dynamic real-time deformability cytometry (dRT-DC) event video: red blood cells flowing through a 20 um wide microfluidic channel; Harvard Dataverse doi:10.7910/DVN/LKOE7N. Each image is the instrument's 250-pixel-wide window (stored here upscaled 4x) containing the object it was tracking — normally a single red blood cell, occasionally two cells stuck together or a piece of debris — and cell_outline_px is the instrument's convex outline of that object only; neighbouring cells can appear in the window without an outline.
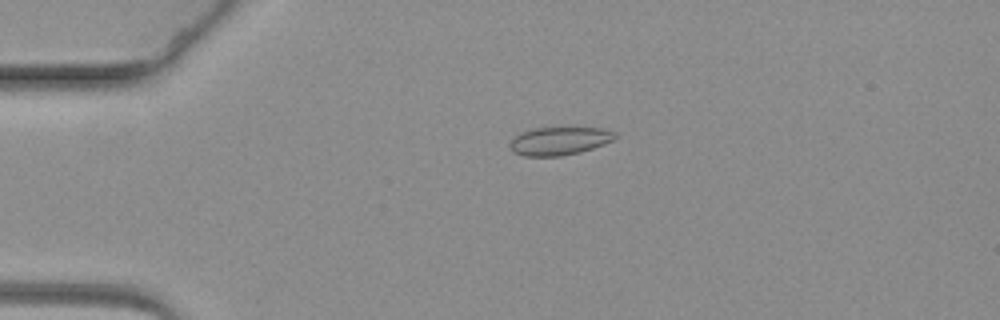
{"species": "common noctule bat (a hibernating species)", "species_latin": "Nyctalus noctula", "temperature_condition": "warm", "stored_images_in_passage": 59, "camera_frame_rate_fps": 3000, "um_per_image_px": 0.085, "animal": {"sex": "female", "body_mass_g": 19.3, "forearm_length_mm": 54.1}, "frame": {"image": 1, "passage_image": 11, "time_ms": 3.333, "image_size_px": [1000, 320], "cell_outline_px": [[620, 136], [604, 144], [580, 152], [560, 156], [524, 156], [512, 152], [508, 148], [508, 144], [520, 132], [532, 128], [572, 124], [604, 128], [616, 132]], "centroid_in_image_um": [47.58, 11.91], "position_along_channel_um": 37.4, "area_um2": 18.44}}
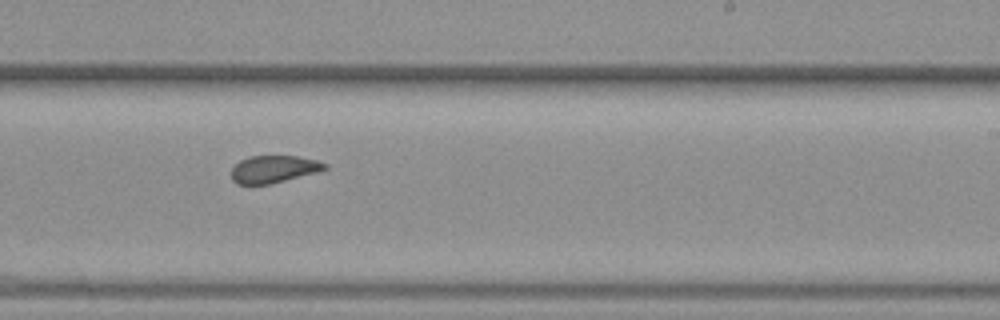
{"frame": {"image": 2, "passage_image": 35, "time_ms": 11.333, "image_size_px": [1000, 320], "cell_outline_px": [[328, 168], [320, 172], [272, 184], [236, 184], [232, 180], [232, 168], [240, 160], [248, 156], [296, 156], [316, 160], [328, 164]], "centroid_in_image_um": [23.3, 14.38], "position_along_channel_um": 265.7, "area_um2": 15.09}}
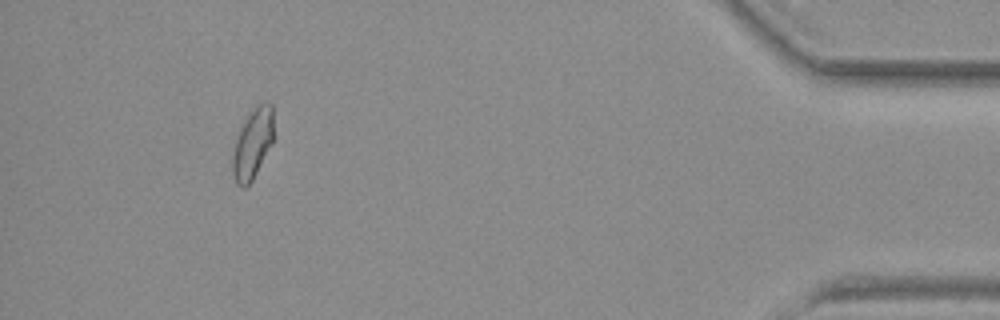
{"frame": {"image": 3, "passage_image": 54, "time_ms": 17.667, "image_size_px": [1000, 320], "cell_outline_px": [[272, 140], [252, 180], [244, 188], [240, 188], [236, 184], [232, 172], [232, 152], [240, 124], [252, 108], [256, 104], [272, 104]], "centroid_in_image_um": [21.4, 12.21], "position_along_channel_um": 413.8, "area_um2": 16.59}}